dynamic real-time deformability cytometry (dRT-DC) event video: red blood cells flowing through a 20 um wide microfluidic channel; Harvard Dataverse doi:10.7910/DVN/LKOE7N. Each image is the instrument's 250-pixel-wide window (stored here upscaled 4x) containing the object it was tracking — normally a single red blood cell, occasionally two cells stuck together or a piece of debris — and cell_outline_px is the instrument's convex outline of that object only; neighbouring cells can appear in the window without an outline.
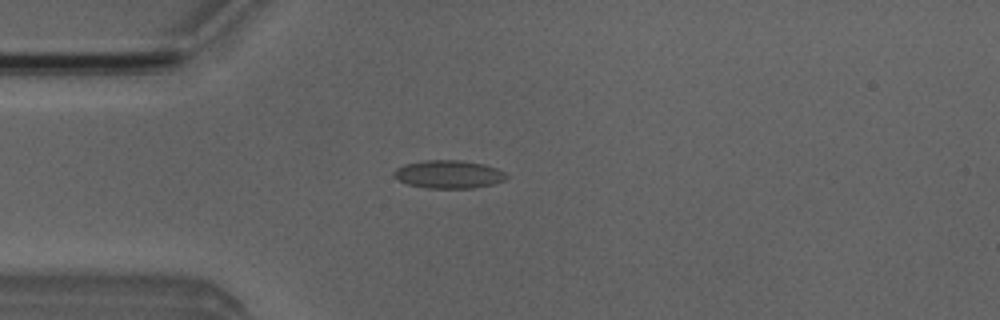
{"species": "Egyptian fruit bat (a non-hibernating species)", "species_latin": "Rousettus aegyptiacus", "temperature_condition": "room temperature", "stored_images_in_passage": 2, "camera_frame_rate_fps": 3000, "um_per_image_px": 0.085, "animal": {"sex": "male"}, "frame": {"image": 1, "passage_image": 1, "time_ms": 0.0, "image_size_px": [1000, 320], "cell_outline_px": [[508, 176], [504, 180], [492, 184], [472, 188], [428, 188], [408, 184], [392, 176], [392, 172], [396, 168], [404, 164], [424, 160], [460, 160], [484, 164], [496, 168], [504, 172]], "centroid_in_image_um": [38.11, 14.81], "position_along_channel_um": 46.9, "area_um2": 18.38}}